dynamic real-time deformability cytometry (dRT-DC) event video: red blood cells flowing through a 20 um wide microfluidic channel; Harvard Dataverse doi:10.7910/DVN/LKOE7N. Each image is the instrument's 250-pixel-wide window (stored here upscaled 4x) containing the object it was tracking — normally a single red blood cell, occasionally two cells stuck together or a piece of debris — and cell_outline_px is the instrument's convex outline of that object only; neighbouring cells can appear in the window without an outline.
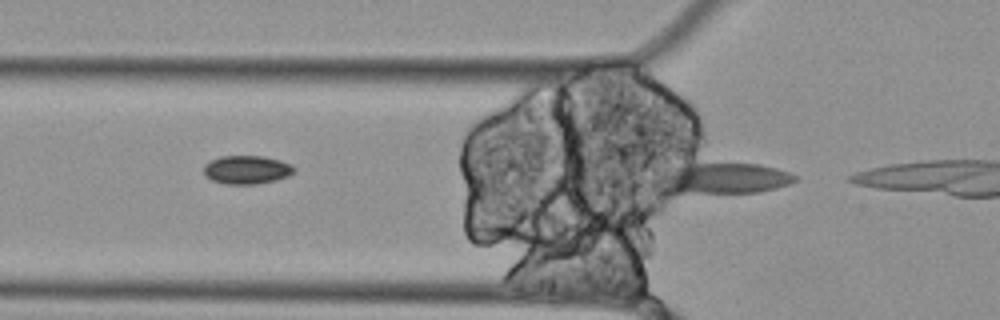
{"species": "Egyptian fruit bat (a non-hibernating species)", "species_latin": "Rousettus aegyptiacus", "temperature_condition": "cold", "stored_images_in_passage": 8, "segment_of_instrument_passage": [2, 2], "camera_frame_rate_fps": 3000, "um_per_image_px": 0.085, "animal": {"sex": "female"}, "frame": {"image": 1, "passage_image": 8, "time_ms": 2.333, "image_size_px": [1000, 320], "cell_outline_px": [[796, 180], [788, 184], [776, 188], [760, 192], [672, 192], [656, 180], [652, 176], [652, 168], [668, 156], [672, 156], [760, 164], [776, 168], [788, 172], [796, 176]], "centroid_in_image_um": [61.02, 14.95], "position_along_channel_um": 64.8, "area_um2": 28.38}}